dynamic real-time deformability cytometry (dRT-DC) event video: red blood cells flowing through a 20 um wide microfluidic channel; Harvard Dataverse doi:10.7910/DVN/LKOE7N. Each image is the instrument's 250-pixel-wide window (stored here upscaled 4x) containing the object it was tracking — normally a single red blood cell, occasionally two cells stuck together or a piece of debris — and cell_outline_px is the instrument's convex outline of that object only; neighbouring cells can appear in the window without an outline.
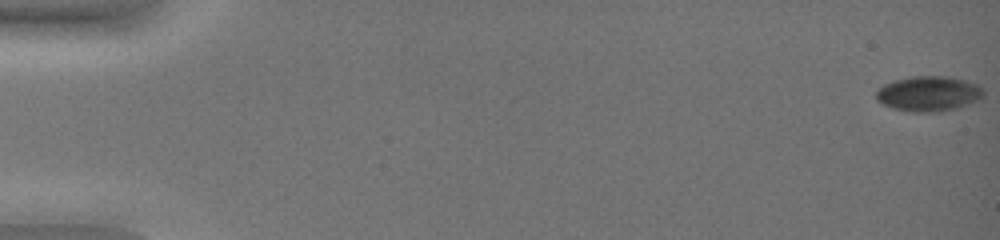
{"species": "common noctule bat (a hibernating species)", "species_latin": "Nyctalus noctula", "temperature_condition": "warm", "stored_images_in_passage": 52, "camera_frame_rate_fps": 3000, "um_per_image_px": 0.085, "animal": {"sex": "female", "body_mass_g": 19.0, "forearm_length_mm": 51.5}, "frame": {"image": 1, "passage_image": 1, "time_ms": 0.0, "image_size_px": [1000, 240], "cell_outline_px": [[984, 96], [980, 100], [956, 108], [936, 112], [912, 112], [892, 108], [876, 100], [876, 92], [884, 84], [896, 80], [912, 76], [944, 76], [964, 80], [976, 84], [984, 92]], "centroid_in_image_um": [78.93, 7.97], "position_along_channel_um": 6.1, "area_um2": 21.85}}
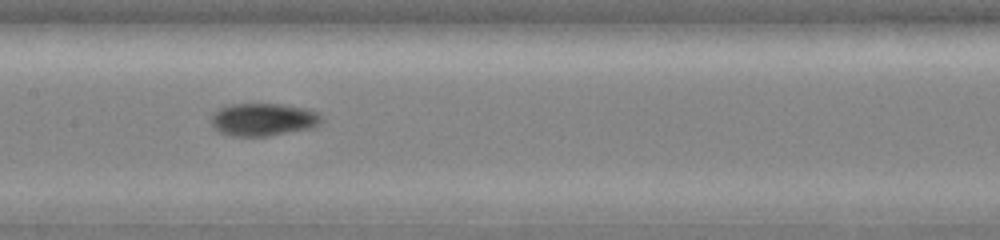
{"frame": {"image": 2, "passage_image": 29, "time_ms": 9.333, "image_size_px": [1000, 240], "cell_outline_px": [[324, 120], [312, 128], [268, 136], [232, 136], [220, 132], [212, 128], [212, 112], [228, 104], [280, 104], [312, 108], [320, 112]], "centroid_in_image_um": [22.42, 10.15], "position_along_channel_um": 185.0, "area_um2": 21.44}}
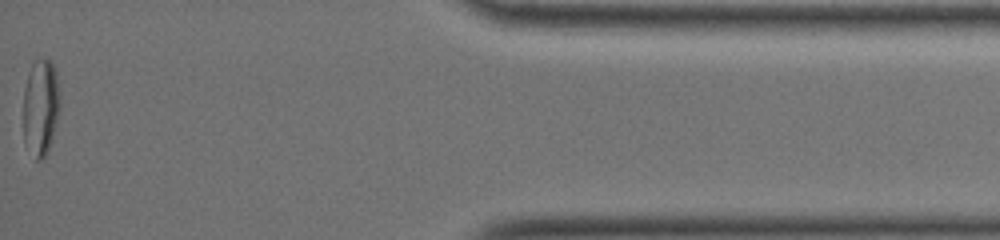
{"frame": {"image": 3, "passage_image": 52, "time_ms": 17.0, "image_size_px": [1000, 240], "cell_outline_px": [[60, 104], [56, 124], [52, 140], [48, 152], [40, 160], [36, 160], [24, 140], [24, 88], [28, 72], [32, 64], [36, 60], [48, 56], [52, 60], [56, 68], [60, 92]], "centroid_in_image_um": [3.49, 9.04], "position_along_channel_um": 431.7, "area_um2": 21.04}, "authors_computed_cell_mechanics": {"area_um2": 20.9814, "velocity_mm_per_s": 3.883, "shape_relaxation_time_tau1_ms": null, "shape_relaxation_time_tau2_ms": 2.756, "deformation_change_tau1": null, "deformation_change_tau2": 0.0701}}